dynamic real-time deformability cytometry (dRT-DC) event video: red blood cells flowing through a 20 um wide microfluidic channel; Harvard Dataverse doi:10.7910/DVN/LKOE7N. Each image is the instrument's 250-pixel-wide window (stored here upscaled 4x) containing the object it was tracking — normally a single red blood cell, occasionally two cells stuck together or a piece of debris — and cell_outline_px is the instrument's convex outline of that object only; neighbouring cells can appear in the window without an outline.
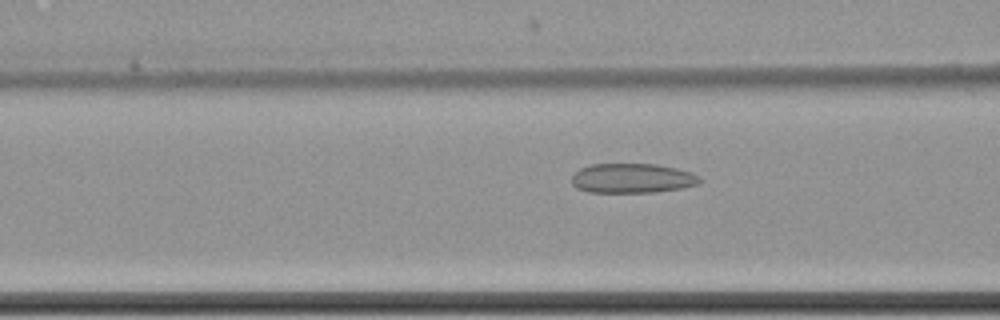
{"species": "common noctule bat (a hibernating species)", "species_latin": "Nyctalus noctula", "temperature_condition": "cold", "stored_images_in_passage": 60, "camera_frame_rate_fps": 3000, "um_per_image_px": 0.085, "animal": {"sex": "female", "body_mass_g": 22.7, "forearm_length_mm": 54.2}, "frame": {"image": 1, "passage_image": 25, "time_ms": 8.0, "image_size_px": [1000, 320], "cell_outline_px": [[700, 184], [684, 188], [656, 192], [588, 192], [576, 188], [572, 184], [572, 176], [580, 168], [592, 164], [656, 164], [676, 168], [692, 172], [700, 176]], "centroid_in_image_um": [53.77, 15.15], "position_along_channel_um": 112.8, "area_um2": 22.25}}
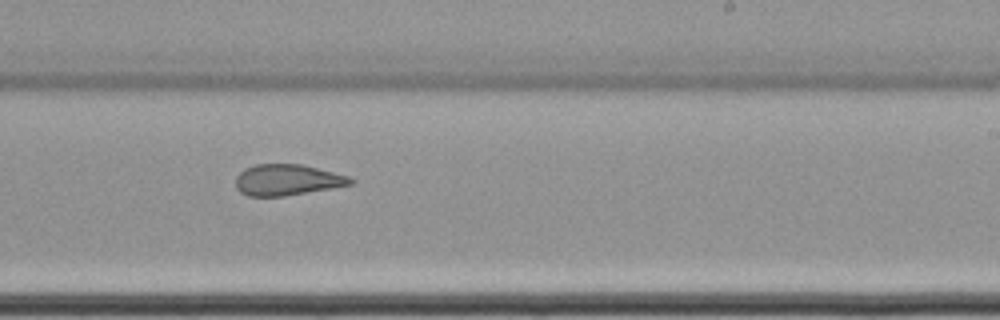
{"frame": {"image": 2, "passage_image": 38, "time_ms": 12.333, "image_size_px": [1000, 320], "cell_outline_px": [[356, 180], [352, 184], [332, 188], [284, 196], [248, 196], [240, 192], [236, 188], [236, 176], [244, 168], [256, 164], [300, 164], [348, 176]], "centroid_in_image_um": [24.39, 15.29], "position_along_channel_um": 264.6, "area_um2": 20.69}}
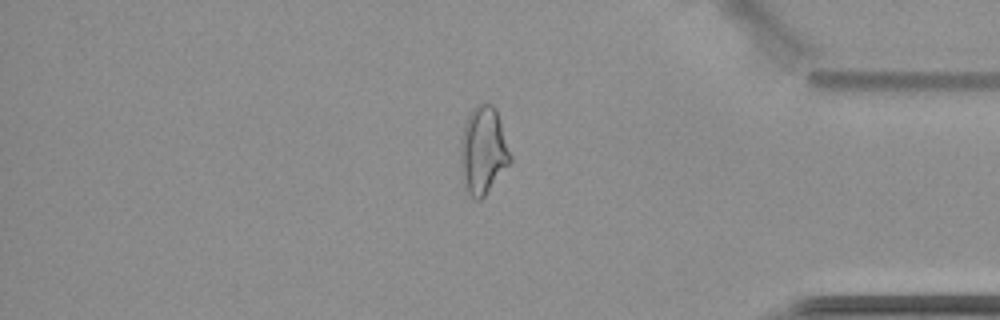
{"frame": {"image": 3, "passage_image": 51, "time_ms": 16.667, "image_size_px": [1000, 320], "cell_outline_px": [[512, 164], [484, 196], [480, 200], [476, 200], [468, 192], [464, 184], [460, 172], [460, 140], [464, 124], [472, 108], [476, 104], [492, 104], [496, 108], [512, 156]], "centroid_in_image_um": [41.08, 12.8], "position_along_channel_um": 394.1, "area_um2": 25.89}, "authors_computed_cell_mechanics": {"area_um2": 25.1141, "velocity_mm_per_s": 3.5038, "shape_relaxation_time_tau1_ms": null, "shape_relaxation_time_tau2_ms": 2.5697, "deformation_change_tau1": null, "deformation_change_tau2": 0.1174}}